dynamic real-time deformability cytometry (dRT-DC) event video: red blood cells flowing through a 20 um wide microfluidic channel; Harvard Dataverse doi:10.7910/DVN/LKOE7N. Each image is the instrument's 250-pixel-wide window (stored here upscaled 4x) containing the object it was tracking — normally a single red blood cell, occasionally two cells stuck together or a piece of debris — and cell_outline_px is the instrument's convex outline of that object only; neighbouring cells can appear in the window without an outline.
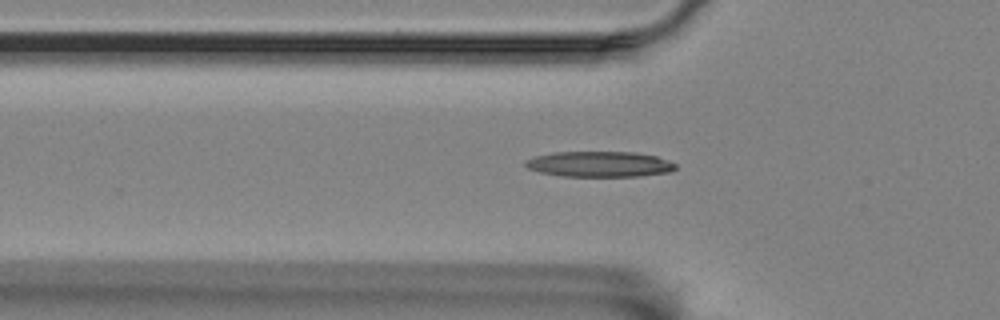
{"species": "Egyptian fruit bat (a non-hibernating species)", "species_latin": "Rousettus aegyptiacus", "temperature_condition": "room temperature", "stored_images_in_passage": 40, "camera_frame_rate_fps": 3000, "um_per_image_px": 0.085, "animal": {"sex": "female"}, "frame": {"image": 1, "passage_image": 10, "time_ms": 3.0, "image_size_px": [1000, 320], "cell_outline_px": [[676, 168], [668, 172], [640, 176], [560, 176], [540, 172], [528, 168], [524, 164], [524, 160], [536, 156], [552, 152], [632, 152], [656, 156], [668, 160], [676, 164]], "centroid_in_image_um": [50.93, 13.95], "position_along_channel_um": 74.9, "area_um2": 22.31}}
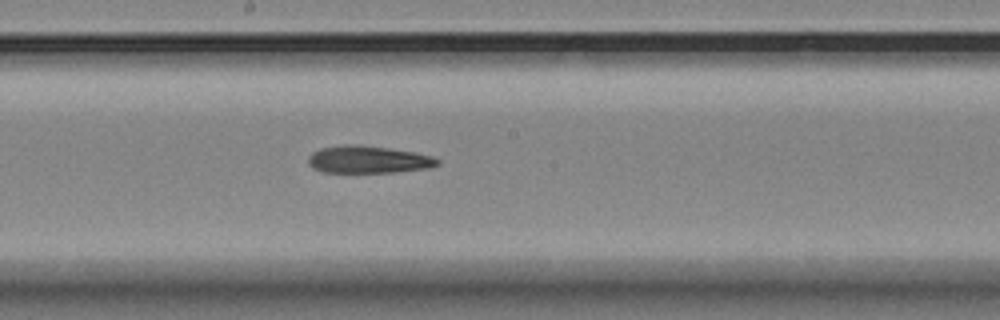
{"frame": {"image": 2, "passage_image": 22, "time_ms": 7.0, "image_size_px": [1000, 320], "cell_outline_px": [[440, 164], [432, 168], [396, 172], [320, 172], [312, 168], [308, 164], [308, 156], [312, 152], [320, 148], [344, 144], [360, 144], [416, 152], [432, 156], [440, 160]], "centroid_in_image_um": [31.31, 13.56], "position_along_channel_um": 216.9, "area_um2": 20.98}}
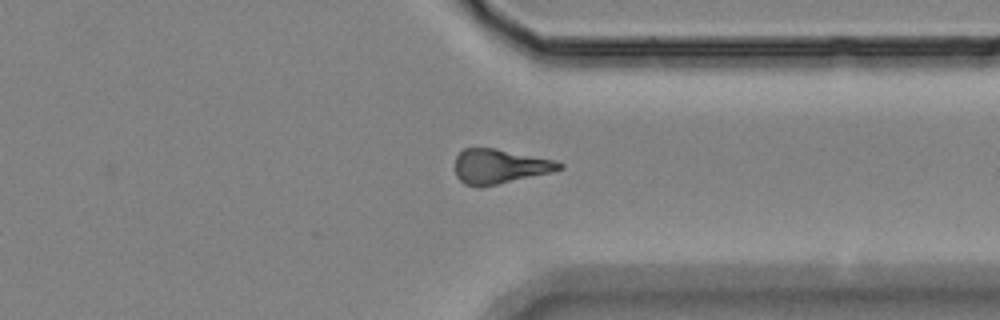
{"frame": {"image": 3, "passage_image": 35, "time_ms": 11.333, "image_size_px": [1000, 320], "cell_outline_px": [[564, 168], [552, 172], [480, 188], [464, 184], [456, 176], [456, 156], [464, 148], [496, 148], [556, 160], [564, 164]], "centroid_in_image_um": [42.49, 14.14], "position_along_channel_um": 368.9, "area_um2": 21.15}}